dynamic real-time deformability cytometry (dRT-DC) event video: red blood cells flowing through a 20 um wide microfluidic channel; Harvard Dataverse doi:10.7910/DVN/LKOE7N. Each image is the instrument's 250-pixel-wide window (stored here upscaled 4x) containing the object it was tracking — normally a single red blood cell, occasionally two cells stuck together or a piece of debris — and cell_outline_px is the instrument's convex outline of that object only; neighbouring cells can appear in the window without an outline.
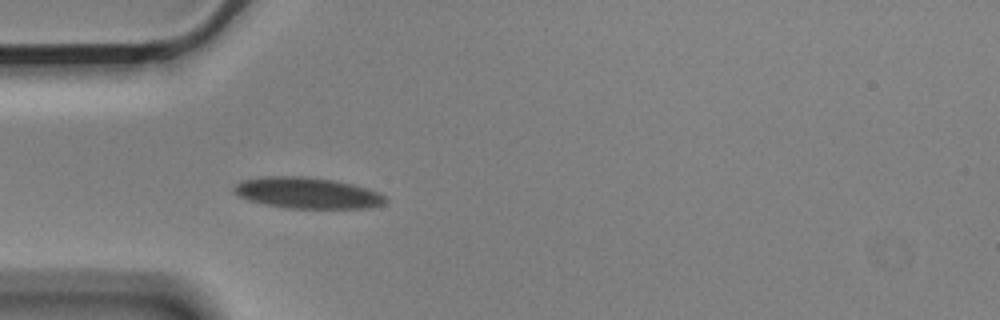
{"species": "Egyptian fruit bat (a non-hibernating species)", "species_latin": "Rousettus aegyptiacus", "temperature_condition": "cold", "stored_images_in_passage": 4, "camera_frame_rate_fps": 3000, "um_per_image_px": 0.085, "animal": {"sex": "male"}, "frame": {"image": 1, "passage_image": 4, "time_ms": 1.0, "image_size_px": [1000, 320], "cell_outline_px": [[388, 200], [384, 204], [368, 208], [288, 208], [264, 204], [248, 200], [232, 192], [232, 188], [240, 180], [264, 176], [308, 176], [336, 180], [352, 184], [376, 192], [384, 196]], "centroid_in_image_um": [26.07, 16.39], "position_along_channel_um": 58.9, "area_um2": 27.57}}